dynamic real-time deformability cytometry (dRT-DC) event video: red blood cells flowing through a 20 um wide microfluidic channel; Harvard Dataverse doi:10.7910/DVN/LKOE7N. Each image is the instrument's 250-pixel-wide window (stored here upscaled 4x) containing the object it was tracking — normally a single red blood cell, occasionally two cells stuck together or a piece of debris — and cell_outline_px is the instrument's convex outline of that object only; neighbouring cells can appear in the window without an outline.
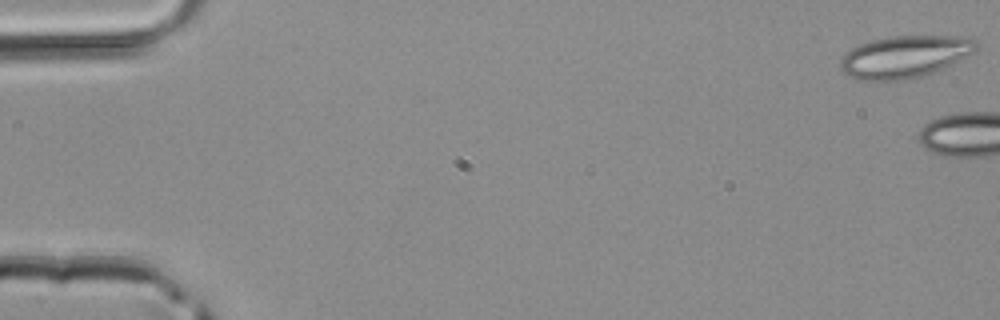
{"species": "common noctule bat (a hibernating species)", "species_latin": "Nyctalus noctula", "temperature_condition": "room temperature", "stored_images_in_passage": 6, "camera_frame_rate_fps": 3000, "um_per_image_px": 0.085, "animal": {"sex": "male", "body_mass_g": 20.4}, "frame": {"image": 1, "passage_image": 1, "time_ms": 0.0, "image_size_px": [1000, 320], "cell_outline_px": [[976, 48], [972, 52], [928, 76], [904, 80], [856, 80], [848, 76], [840, 68], [840, 60], [852, 48], [860, 44], [872, 40], [896, 36], [968, 36], [976, 40]], "centroid_in_image_um": [76.89, 4.83], "position_along_channel_um": 8.1, "area_um2": 33.23}}
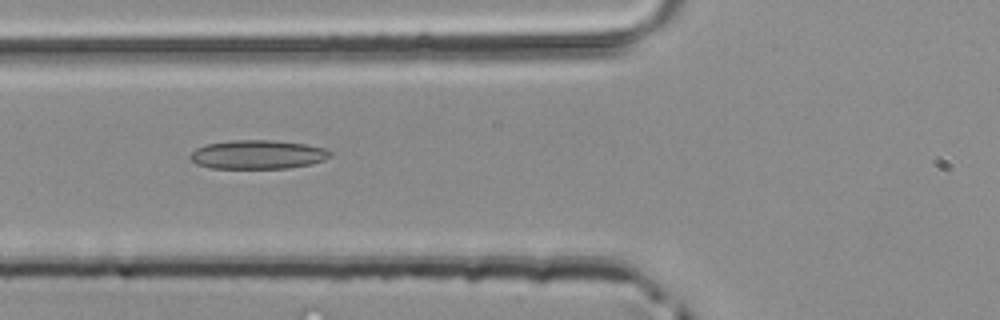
{"frame": {"image": 2, "passage_image": 6, "time_ms": 1.667, "image_size_px": [1000, 320], "cell_outline_px": [[332, 156], [324, 160], [312, 164], [288, 168], [208, 168], [196, 164], [188, 156], [196, 148], [204, 144], [232, 140], [276, 140], [308, 144], [324, 148], [332, 152]], "centroid_in_image_um": [21.92, 13.13], "position_along_channel_um": 103.9, "area_um2": 23.87}}